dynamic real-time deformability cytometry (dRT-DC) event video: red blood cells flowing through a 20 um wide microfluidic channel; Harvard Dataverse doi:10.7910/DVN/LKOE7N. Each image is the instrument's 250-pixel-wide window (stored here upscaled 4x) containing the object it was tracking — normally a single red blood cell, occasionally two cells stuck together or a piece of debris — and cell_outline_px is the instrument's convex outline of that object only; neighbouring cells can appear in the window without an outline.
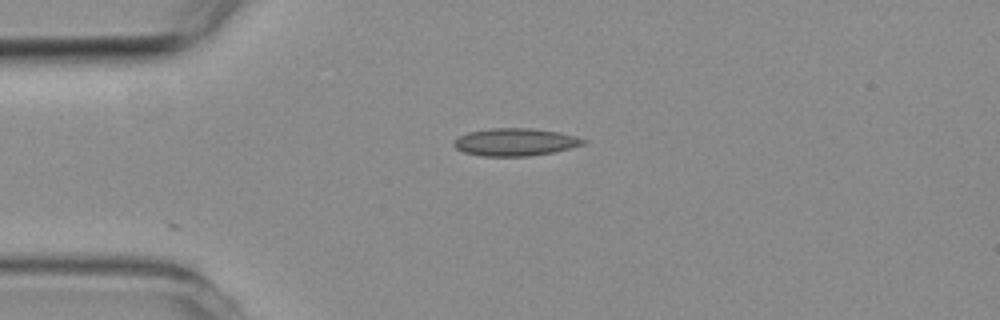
{"species": "common noctule bat (a hibernating species)", "species_latin": "Nyctalus noctula", "temperature_condition": "room temperature", "stored_images_in_passage": 4, "camera_frame_rate_fps": 3000, "um_per_image_px": 0.085, "animal": {"sex": "female", "body_mass_g": 19.3, "forearm_length_mm": 54.1}, "frame": {"image": 1, "passage_image": 4, "time_ms": 3.333, "image_size_px": [1000, 320], "cell_outline_px": [[588, 140], [584, 144], [552, 152], [528, 156], [480, 156], [464, 152], [456, 148], [452, 144], [452, 140], [468, 132], [488, 128], [528, 128], [556, 132], [576, 136]], "centroid_in_image_um": [43.74, 12.07], "position_along_channel_um": 41.3, "area_um2": 20.69}}